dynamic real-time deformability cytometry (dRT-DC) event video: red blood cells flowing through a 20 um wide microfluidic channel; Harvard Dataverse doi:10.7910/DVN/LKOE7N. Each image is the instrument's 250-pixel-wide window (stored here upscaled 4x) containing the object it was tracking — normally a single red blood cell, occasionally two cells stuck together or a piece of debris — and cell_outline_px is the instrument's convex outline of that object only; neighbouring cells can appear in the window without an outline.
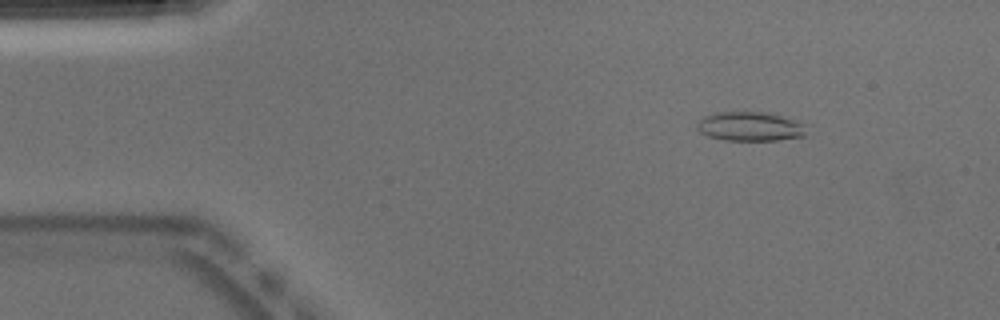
{"species": "Egyptian fruit bat (a non-hibernating species)", "species_latin": "Rousettus aegyptiacus", "temperature_condition": "warm", "stored_images_in_passage": 50, "camera_frame_rate_fps": 3000, "um_per_image_px": 0.085, "animal": {"sex": "male"}, "frame": {"image": 1, "passage_image": 6, "time_ms": 1.667, "image_size_px": [1000, 320], "cell_outline_px": [[812, 124], [808, 136], [776, 140], [724, 140], [708, 136], [700, 132], [696, 128], [696, 124], [704, 116], [716, 112], [764, 112]], "centroid_in_image_um": [63.88, 10.75], "position_along_channel_um": 21.1, "area_um2": 19.13}}
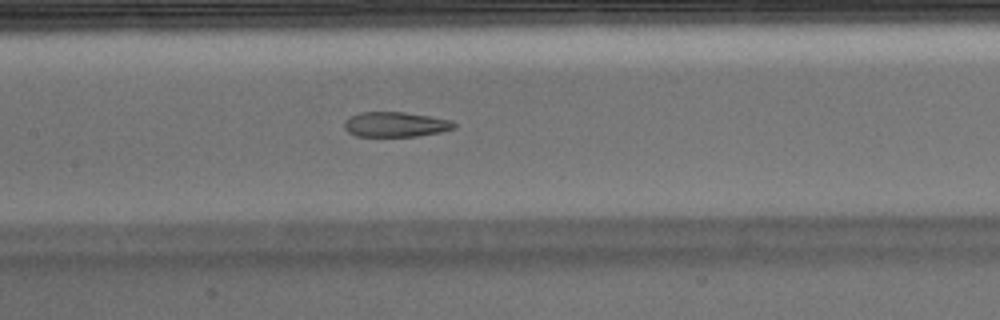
{"frame": {"image": 2, "passage_image": 23, "time_ms": 7.333, "image_size_px": [1000, 320], "cell_outline_px": [[456, 128], [440, 132], [416, 136], [356, 136], [348, 132], [344, 128], [344, 120], [360, 112], [404, 112], [428, 116], [448, 120], [456, 124]], "centroid_in_image_um": [33.58, 10.58], "position_along_channel_um": 173.8, "area_um2": 15.84}}
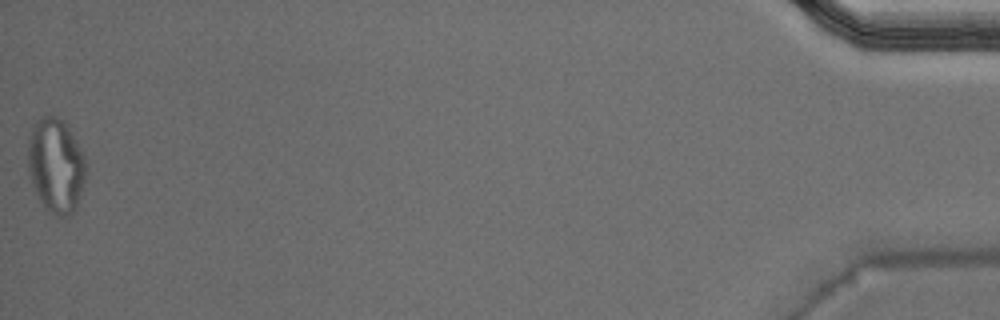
{"frame": {"image": 3, "passage_image": 50, "time_ms": 16.333, "image_size_px": [1000, 320], "cell_outline_px": [[84, 180], [76, 208], [68, 216], [60, 216], [44, 208], [32, 184], [28, 168], [28, 140], [32, 124], [44, 112], [56, 116], [68, 124], [84, 160]], "centroid_in_image_um": [4.7, 14.0], "position_along_channel_um": 430.5, "area_um2": 31.79}, "authors_computed_cell_mechanics": {"area_um2": 18.7561, "velocity_mm_per_s": 3.9692, "shape_relaxation_time_tau1_ms": null, "shape_relaxation_time_tau2_ms": 1.7678, "deformation_change_tau1": null, "deformation_change_tau2": 0.1022}}